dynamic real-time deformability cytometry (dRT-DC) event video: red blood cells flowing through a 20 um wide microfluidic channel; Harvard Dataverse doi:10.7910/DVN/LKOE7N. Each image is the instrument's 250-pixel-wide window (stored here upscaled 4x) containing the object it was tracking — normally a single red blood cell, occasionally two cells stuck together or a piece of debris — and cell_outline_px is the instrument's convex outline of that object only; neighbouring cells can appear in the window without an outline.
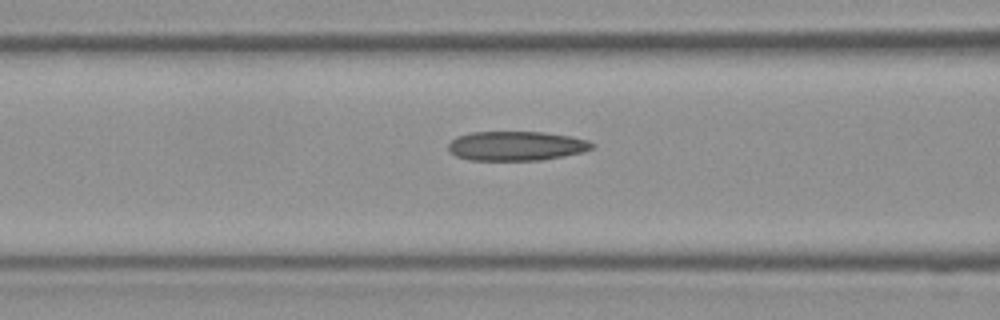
{"species": "Egyptian fruit bat (a non-hibernating species)", "species_latin": "Rousettus aegyptiacus", "temperature_condition": "room temperature", "stored_images_in_passage": 7, "camera_frame_rate_fps": 3000, "um_per_image_px": 0.085, "frame": {"image": 1, "passage_image": 5, "time_ms": 1.333, "image_size_px": [1000, 320], "cell_outline_px": [[596, 144], [592, 148], [584, 152], [544, 160], [468, 160], [456, 156], [448, 152], [448, 144], [456, 136], [468, 132], [544, 132], [568, 136], [588, 140]], "centroid_in_image_um": [43.86, 12.41], "position_along_channel_um": 122.7, "area_um2": 24.85}}